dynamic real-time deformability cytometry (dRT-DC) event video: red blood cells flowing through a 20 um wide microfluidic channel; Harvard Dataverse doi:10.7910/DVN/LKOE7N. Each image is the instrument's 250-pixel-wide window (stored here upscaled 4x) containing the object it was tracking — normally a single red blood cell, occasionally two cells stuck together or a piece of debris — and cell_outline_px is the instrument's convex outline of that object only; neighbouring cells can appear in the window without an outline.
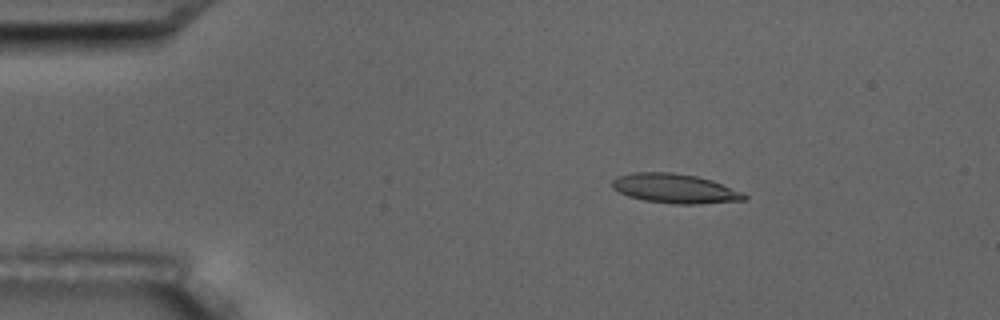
{"species": "common noctule bat (a hibernating species)", "species_latin": "Nyctalus noctula", "temperature_condition": "room temperature", "stored_images_in_passage": 5, "camera_frame_rate_fps": 3000, "um_per_image_px": 0.085, "animal": {"sex": "male", "body_mass_g": 17.5, "forearm_length_mm": 52.3}, "frame": {"image": 1, "passage_image": 3, "time_ms": 2.333, "image_size_px": [1000, 320], "cell_outline_px": [[748, 196], [744, 200], [696, 204], [672, 204], [644, 200], [628, 196], [612, 188], [612, 180], [620, 176], [636, 172], [672, 172], [696, 176], [712, 180], [744, 192]], "centroid_in_image_um": [57.39, 16.02], "position_along_channel_um": 27.6, "area_um2": 22.6}}
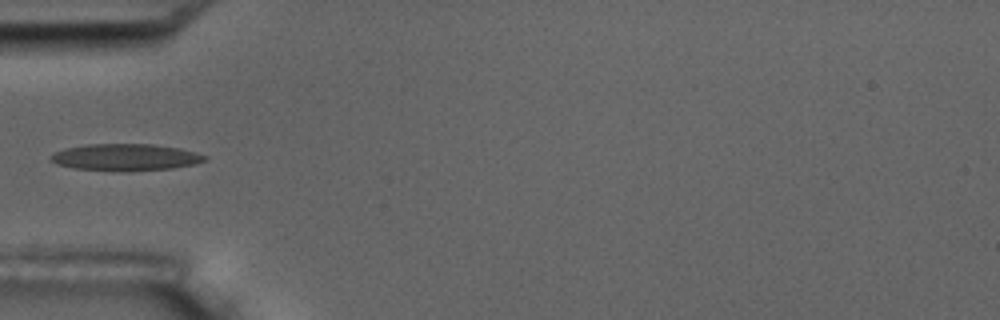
{"frame": {"image": 2, "passage_image": 5, "time_ms": 5.333, "image_size_px": [1000, 320], "cell_outline_px": [[208, 156], [204, 160], [196, 164], [172, 168], [72, 168], [56, 164], [48, 156], [64, 148], [88, 144], [152, 144], [180, 148], [196, 152]], "centroid_in_image_um": [10.68, 13.31], "position_along_channel_um": 74.3, "area_um2": 22.83}}